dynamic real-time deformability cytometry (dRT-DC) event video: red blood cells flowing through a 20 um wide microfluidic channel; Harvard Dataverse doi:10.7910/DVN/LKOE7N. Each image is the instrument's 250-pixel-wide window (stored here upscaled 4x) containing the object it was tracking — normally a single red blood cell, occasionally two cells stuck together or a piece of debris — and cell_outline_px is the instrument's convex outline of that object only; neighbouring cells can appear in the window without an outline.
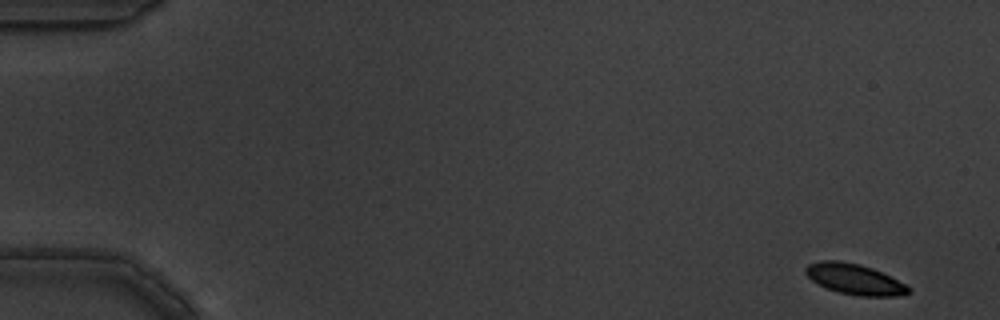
{"species": "common noctule bat (a hibernating species)", "species_latin": "Nyctalus noctula", "temperature_condition": "warm", "stored_images_in_passage": 10, "camera_frame_rate_fps": 3000, "um_per_image_px": 0.085, "animal": {"sex": "male", "body_mass_g": 19.5, "forearm_length_mm": 54.6}, "frame": {"image": 1, "passage_image": 1, "time_ms": 0.0, "image_size_px": [1000, 320], "cell_outline_px": [[912, 292], [896, 296], [860, 296], [840, 292], [828, 288], [812, 280], [804, 272], [804, 268], [808, 264], [820, 260], [840, 260], [860, 264], [872, 268], [912, 288]], "centroid_in_image_um": [72.62, 23.72], "position_along_channel_um": 12.4, "area_um2": 18.15}}
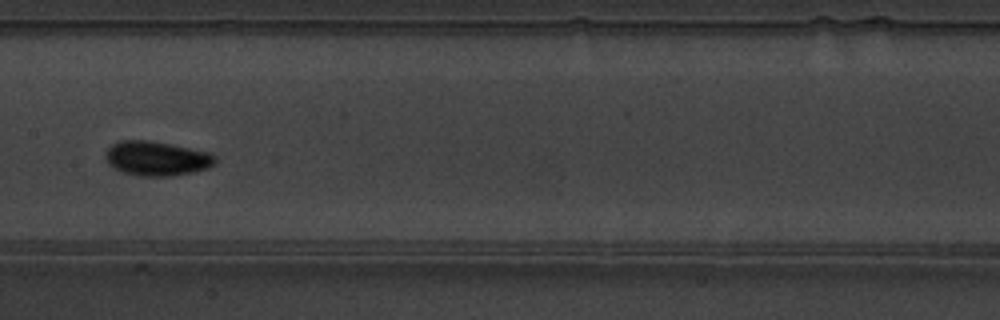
{"frame": {"image": 2, "passage_image": 9, "time_ms": 2.667, "image_size_px": [1000, 320], "cell_outline_px": [[216, 164], [208, 168], [192, 172], [168, 176], [140, 176], [124, 172], [112, 168], [108, 164], [104, 156], [108, 148], [116, 140], [148, 140], [212, 152], [216, 156]], "centroid_in_image_um": [13.31, 13.46], "position_along_channel_um": 194.1, "area_um2": 22.25}}
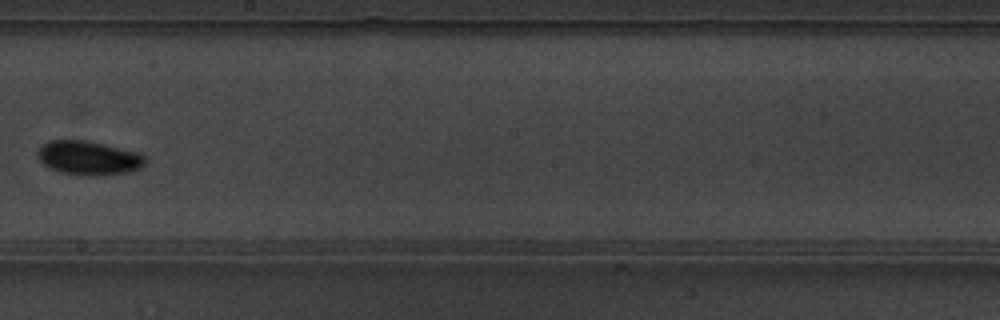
{"frame": {"image": 3, "passage_image": 10, "time_ms": 3.0, "image_size_px": [1000, 320], "cell_outline_px": [[144, 164], [140, 168], [128, 172], [104, 176], [84, 176], [60, 172], [44, 164], [36, 156], [36, 152], [48, 140], [84, 140], [104, 144], [136, 152], [144, 156]], "centroid_in_image_um": [7.51, 13.44], "position_along_channel_um": 240.7, "area_um2": 21.27}}